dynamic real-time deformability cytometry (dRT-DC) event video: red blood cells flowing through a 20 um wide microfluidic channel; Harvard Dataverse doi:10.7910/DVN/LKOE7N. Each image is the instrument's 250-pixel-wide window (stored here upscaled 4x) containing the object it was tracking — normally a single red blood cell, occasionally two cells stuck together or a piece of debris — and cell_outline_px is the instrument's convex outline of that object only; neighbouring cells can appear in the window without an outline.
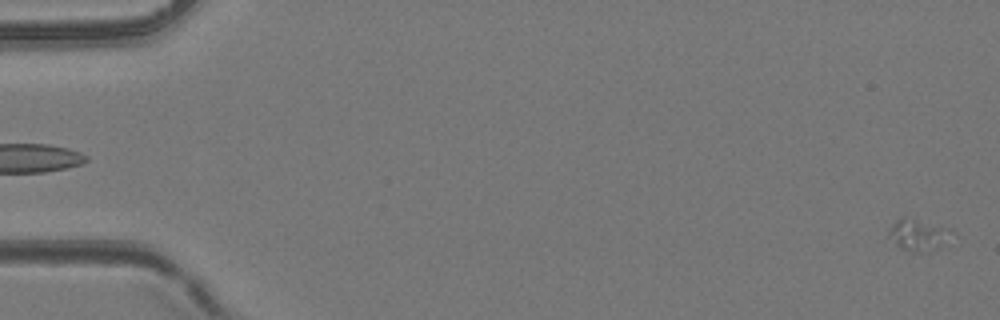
{"species": "common noctule bat (a hibernating species)", "species_latin": "Nyctalus noctula", "temperature_condition": "room temperature", "stored_images_in_passage": 13, "camera_frame_rate_fps": 3000, "um_per_image_px": 0.085, "animal": {"sex": "female", "body_mass_g": 24.6, "forearm_length_mm": 56.2}, "frame": {"image": 1, "passage_image": 1, "time_ms": 0.0, "image_size_px": [1000, 320], "cell_outline_px": [[956, 232], [936, 248], [928, 252], [920, 252], [900, 248], [888, 236], [888, 232], [892, 224], [900, 216], [904, 216], [948, 228]], "centroid_in_image_um": [78.03, 19.94], "position_along_channel_um": 7.0, "area_um2": 11.39}}